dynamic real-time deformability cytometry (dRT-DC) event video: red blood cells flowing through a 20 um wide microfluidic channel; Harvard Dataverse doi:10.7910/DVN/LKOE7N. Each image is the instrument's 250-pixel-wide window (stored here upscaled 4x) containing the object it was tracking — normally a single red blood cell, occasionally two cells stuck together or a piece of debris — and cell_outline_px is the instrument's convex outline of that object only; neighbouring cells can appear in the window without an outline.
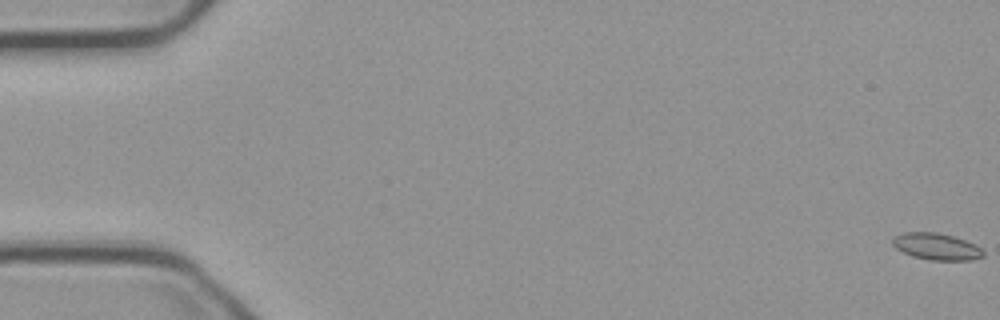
{"species": "common noctule bat (a hibernating species)", "species_latin": "Nyctalus noctula", "temperature_condition": "cold", "stored_images_in_passage": 13, "camera_frame_rate_fps": 3000, "um_per_image_px": 0.085, "animal": {"sex": "male", "body_mass_g": 23.1, "forearm_length_mm": 52.7}, "frame": {"image": 1, "passage_image": 1, "time_ms": 0.0, "image_size_px": [1000, 320], "cell_outline_px": [[984, 256], [972, 260], [932, 260], [912, 256], [896, 248], [892, 244], [892, 236], [904, 232], [936, 232], [952, 236], [976, 244], [984, 252]], "centroid_in_image_um": [79.59, 20.95], "position_along_channel_um": 5.4, "area_um2": 14.1}}